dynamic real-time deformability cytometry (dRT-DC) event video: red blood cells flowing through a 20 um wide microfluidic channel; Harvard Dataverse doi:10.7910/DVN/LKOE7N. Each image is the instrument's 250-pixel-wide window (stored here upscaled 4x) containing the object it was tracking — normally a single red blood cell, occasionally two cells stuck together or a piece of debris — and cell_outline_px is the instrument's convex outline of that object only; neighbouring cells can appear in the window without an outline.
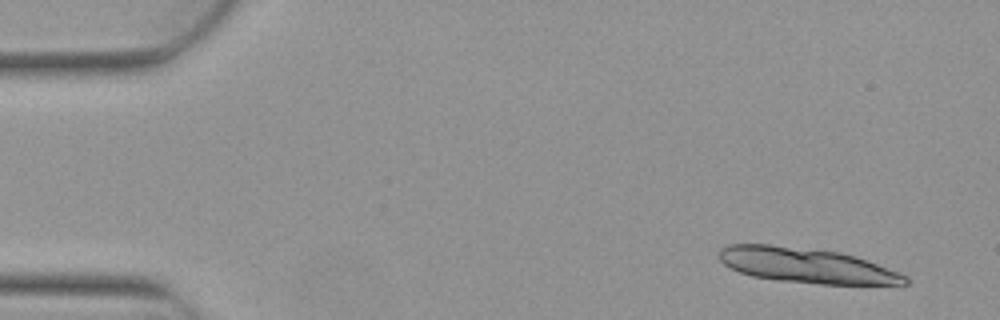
{"species": "Egyptian fruit bat (a non-hibernating species)", "species_latin": "Rousettus aegyptiacus", "temperature_condition": "warm", "stored_images_in_passage": 5, "camera_frame_rate_fps": 3000, "um_per_image_px": 0.085, "animal": {"sex": "female"}, "frame": {"image": 1, "passage_image": 1, "time_ms": 0.0, "image_size_px": [1000, 320], "cell_outline_px": [[912, 280], [908, 284], [820, 284], [776, 280], [752, 276], [740, 272], [724, 264], [716, 256], [720, 248], [728, 244], [768, 244], [840, 252], [876, 264], [908, 276]], "centroid_in_image_um": [68.5, 22.56], "position_along_channel_um": 16.5, "area_um2": 37.74}}
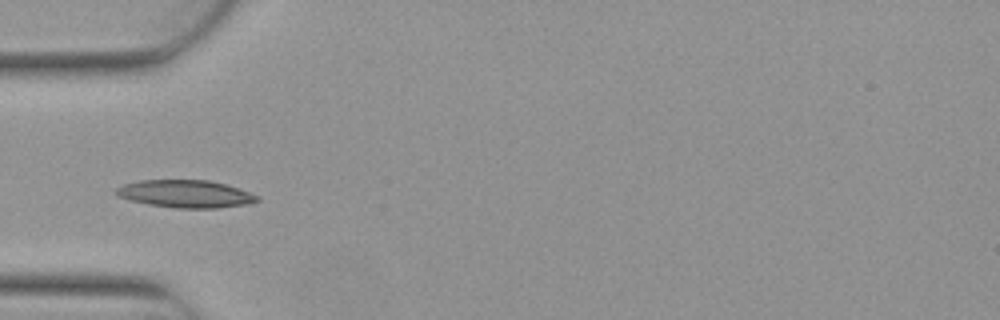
{"frame": {"image": 2, "passage_image": 5, "time_ms": 1.333, "image_size_px": [1000, 320], "cell_outline_px": [[260, 200], [248, 204], [216, 208], [176, 208], [148, 204], [128, 200], [116, 196], [112, 192], [116, 188], [124, 184], [140, 180], [208, 180], [224, 184], [260, 196]], "centroid_in_image_um": [15.71, 16.48], "position_along_channel_um": 69.3, "area_um2": 22.72}}